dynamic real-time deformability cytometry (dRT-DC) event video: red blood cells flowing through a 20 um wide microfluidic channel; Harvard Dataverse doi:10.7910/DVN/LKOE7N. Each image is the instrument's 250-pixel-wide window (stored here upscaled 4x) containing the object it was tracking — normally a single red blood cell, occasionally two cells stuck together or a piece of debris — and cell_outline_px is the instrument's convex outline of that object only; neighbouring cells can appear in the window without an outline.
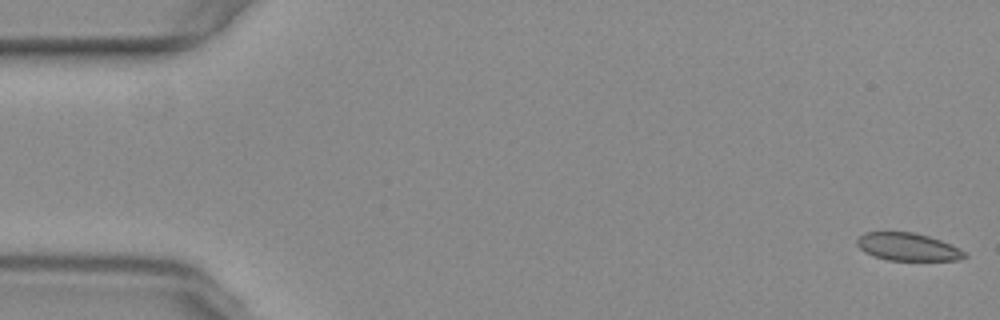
{"species": "common noctule bat (a hibernating species)", "species_latin": "Nyctalus noctula", "temperature_condition": "warm", "stored_images_in_passage": 55, "camera_frame_rate_fps": 3000, "um_per_image_px": 0.085, "animal": {"sex": "female", "body_mass_g": 29.2, "forearm_length_mm": 56.3}, "frame": {"image": 1, "passage_image": 1, "time_ms": 0.0, "image_size_px": [1000, 320], "cell_outline_px": [[968, 256], [960, 260], [888, 260], [864, 252], [856, 244], [856, 240], [864, 232], [912, 232], [928, 236], [940, 240], [964, 252]], "centroid_in_image_um": [77.12, 20.98], "position_along_channel_um": 7.9, "area_um2": 17.11}}
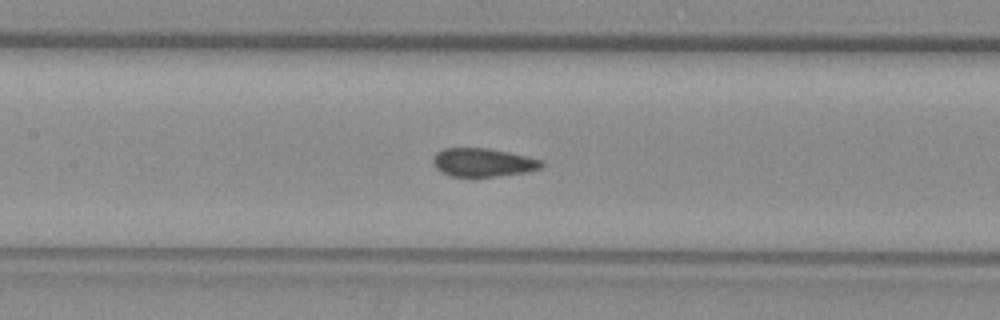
{"frame": {"image": 2, "passage_image": 25, "time_ms": 8.0, "image_size_px": [1000, 320], "cell_outline_px": [[544, 164], [540, 168], [528, 172], [496, 176], [452, 176], [436, 168], [432, 160], [436, 152], [444, 148], [488, 148], [528, 156], [544, 160]], "centroid_in_image_um": [41.09, 13.79], "position_along_channel_um": 166.3, "area_um2": 17.92}}
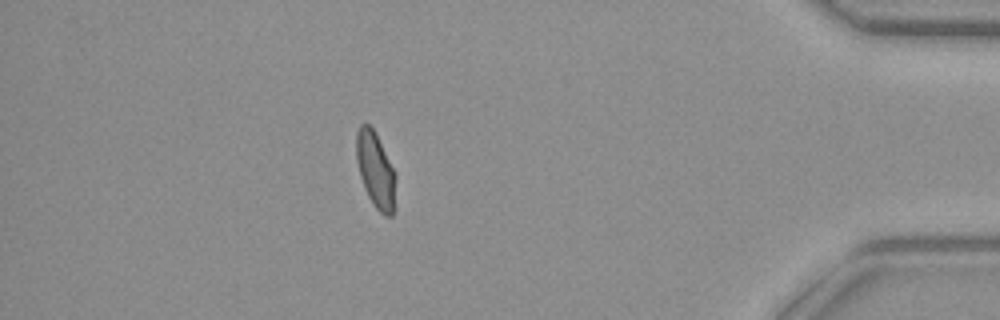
{"frame": {"image": 3, "passage_image": 48, "time_ms": 15.667, "image_size_px": [1000, 320], "cell_outline_px": [[396, 208], [392, 216], [384, 216], [372, 204], [364, 188], [360, 176], [356, 160], [356, 132], [360, 124], [368, 124], [372, 128], [396, 172]], "centroid_in_image_um": [31.95, 14.53], "position_along_channel_um": 403.3, "area_um2": 17.74}}